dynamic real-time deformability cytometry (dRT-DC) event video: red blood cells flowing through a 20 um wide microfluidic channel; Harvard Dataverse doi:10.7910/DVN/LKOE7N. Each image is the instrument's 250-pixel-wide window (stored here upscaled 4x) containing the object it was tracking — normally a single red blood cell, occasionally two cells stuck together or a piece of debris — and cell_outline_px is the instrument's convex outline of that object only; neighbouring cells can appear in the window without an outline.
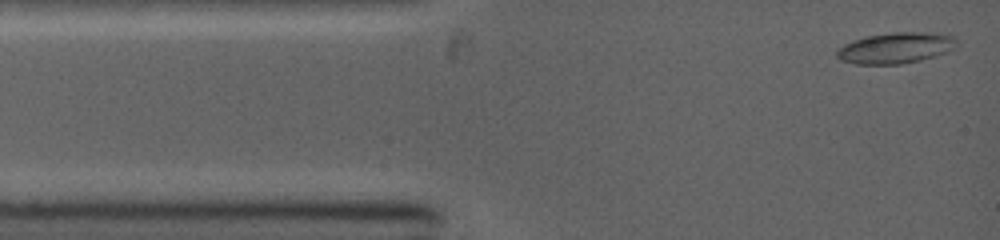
{"species": "common noctule bat (a hibernating species)", "species_latin": "Nyctalus noctula", "temperature_condition": "warm", "stored_images_in_passage": 24, "camera_frame_rate_fps": 5000, "um_per_image_px": 0.085, "animal": {"sex": "female", "body_mass_g": 19.0, "forearm_length_mm": 53.3}, "frame": {"image": 1, "passage_image": 1, "time_ms": 0.0, "image_size_px": [1000, 240], "cell_outline_px": [[956, 48], [936, 56], [912, 64], [856, 64], [840, 60], [836, 56], [836, 52], [844, 44], [868, 36], [896, 32], [932, 32], [952, 36], [956, 40]], "centroid_in_image_um": [76.18, 4.1], "position_along_channel_um": 8.8, "area_um2": 21.73}}
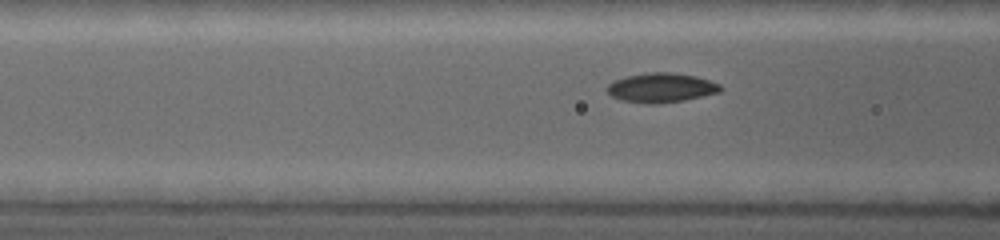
{"frame": {"image": 2, "passage_image": 13, "time_ms": 3.4, "image_size_px": [1000, 240], "cell_outline_px": [[724, 88], [720, 92], [684, 100], [660, 104], [648, 104], [620, 100], [612, 96], [604, 88], [612, 80], [624, 76], [648, 72], [672, 72], [696, 76], [720, 84]], "centroid_in_image_um": [56.16, 7.45], "position_along_channel_um": 110.4, "area_um2": 19.77}}
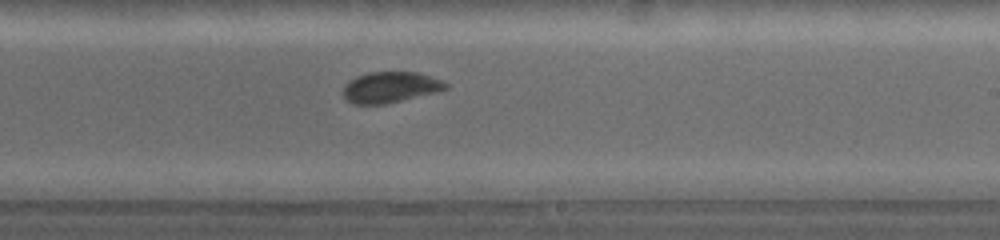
{"frame": {"image": 3, "passage_image": 24, "time_ms": 6.6, "image_size_px": [1000, 240], "cell_outline_px": [[448, 88], [440, 92], [384, 104], [352, 104], [344, 96], [344, 84], [348, 80], [356, 76], [368, 72], [416, 72], [432, 76], [444, 80], [448, 84]], "centroid_in_image_um": [33.22, 7.41], "position_along_channel_um": 255.8, "area_um2": 18.73}}